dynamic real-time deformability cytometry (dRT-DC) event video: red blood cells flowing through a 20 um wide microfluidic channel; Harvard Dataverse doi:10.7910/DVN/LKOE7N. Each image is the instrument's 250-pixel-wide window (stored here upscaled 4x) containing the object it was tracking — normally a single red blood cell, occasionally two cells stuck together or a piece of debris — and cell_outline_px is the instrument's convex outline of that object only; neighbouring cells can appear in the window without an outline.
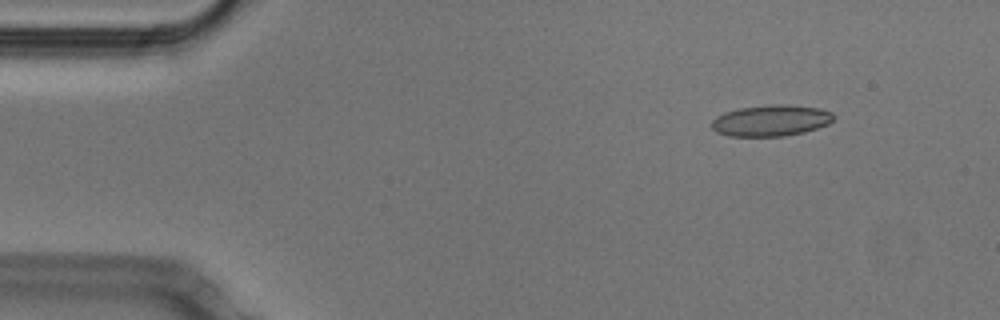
{"species": "Egyptian fruit bat (a non-hibernating species)", "species_latin": "Rousettus aegyptiacus", "temperature_condition": "cold", "stored_images_in_passage": 52, "camera_frame_rate_fps": 3000, "um_per_image_px": 0.085, "animal": {"sex": "male"}, "frame": {"image": 1, "passage_image": 6, "time_ms": 1.667, "image_size_px": [1000, 320], "cell_outline_px": [[836, 116], [828, 124], [804, 132], [784, 136], [728, 136], [716, 132], [712, 128], [712, 120], [716, 116], [724, 112], [740, 108], [772, 104], [788, 104], [820, 108], [832, 112]], "centroid_in_image_um": [65.54, 10.24], "position_along_channel_um": 19.5, "area_um2": 22.31}}
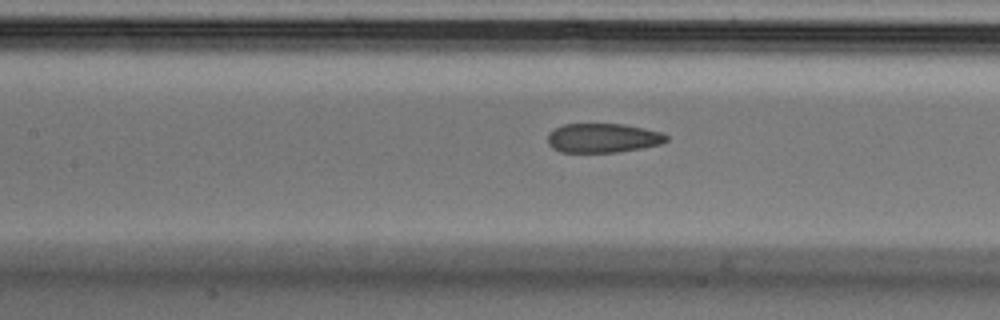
{"frame": {"image": 2, "passage_image": 23, "time_ms": 7.333, "image_size_px": [1000, 320], "cell_outline_px": [[668, 140], [660, 144], [640, 148], [616, 152], [560, 152], [552, 148], [548, 144], [548, 132], [564, 124], [624, 124], [664, 132], [668, 136]], "centroid_in_image_um": [51.25, 11.72], "position_along_channel_um": 156.2, "area_um2": 20.29}}
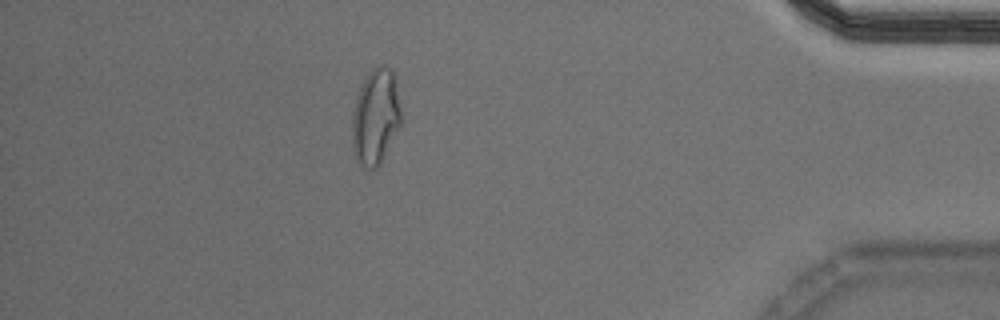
{"frame": {"image": 3, "passage_image": 46, "time_ms": 15.0, "image_size_px": [1000, 320], "cell_outline_px": [[404, 120], [380, 164], [376, 168], [368, 168], [360, 164], [356, 160], [352, 148], [352, 112], [356, 96], [368, 72], [376, 64], [384, 64], [392, 68]], "centroid_in_image_um": [31.94, 9.9], "position_along_channel_um": 403.3, "area_um2": 27.98}, "authors_computed_cell_mechanics": {"area_um2": 22.1663, "velocity_mm_per_s": 3.8129, "shape_relaxation_time_tau1_ms": null, "shape_relaxation_time_tau2_ms": 1.3841, "deformation_change_tau1": null, "deformation_change_tau2": 0.0752}}